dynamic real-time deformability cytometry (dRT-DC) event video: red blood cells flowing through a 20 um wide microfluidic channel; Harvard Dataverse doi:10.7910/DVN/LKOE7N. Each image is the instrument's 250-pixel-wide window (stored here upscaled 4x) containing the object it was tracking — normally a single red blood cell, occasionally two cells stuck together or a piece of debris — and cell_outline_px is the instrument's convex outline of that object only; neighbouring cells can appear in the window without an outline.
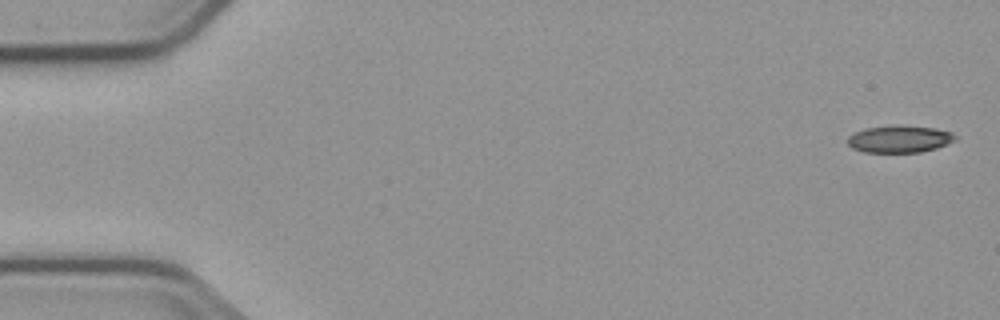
{"species": "common noctule bat (a hibernating species)", "species_latin": "Nyctalus noctula", "temperature_condition": "cold", "stored_images_in_passage": 6, "camera_frame_rate_fps": 3000, "um_per_image_px": 0.085, "animal": {"sex": "male", "body_mass_g": 23.1, "forearm_length_mm": 52.7}, "frame": {"image": 1, "passage_image": 1, "time_ms": 0.0, "image_size_px": [1000, 320], "cell_outline_px": [[956, 140], [936, 148], [920, 152], [864, 152], [852, 148], [848, 144], [848, 136], [852, 132], [864, 128], [936, 128], [952, 132], [956, 136]], "centroid_in_image_um": [76.44, 11.86], "position_along_channel_um": 8.6, "area_um2": 16.24}}
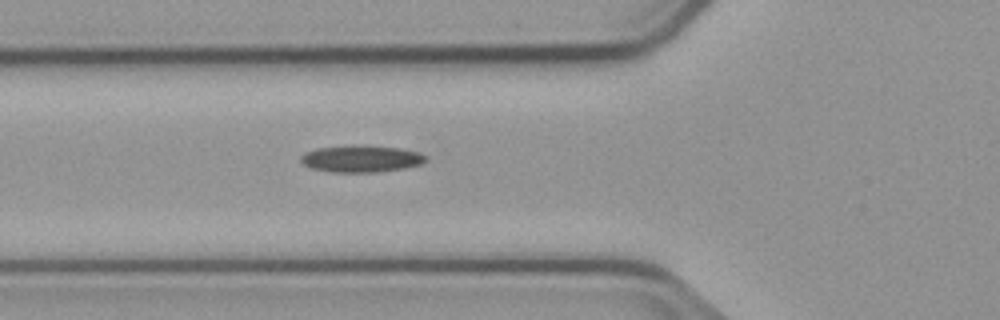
{"frame": {"image": 2, "passage_image": 6, "time_ms": 6.0, "image_size_px": [1000, 320], "cell_outline_px": [[428, 160], [420, 164], [404, 168], [376, 172], [332, 172], [308, 168], [300, 160], [300, 156], [316, 148], [352, 144], [400, 148], [420, 152], [428, 156]], "centroid_in_image_um": [30.71, 13.48], "position_along_channel_um": 95.1, "area_um2": 19.83}}